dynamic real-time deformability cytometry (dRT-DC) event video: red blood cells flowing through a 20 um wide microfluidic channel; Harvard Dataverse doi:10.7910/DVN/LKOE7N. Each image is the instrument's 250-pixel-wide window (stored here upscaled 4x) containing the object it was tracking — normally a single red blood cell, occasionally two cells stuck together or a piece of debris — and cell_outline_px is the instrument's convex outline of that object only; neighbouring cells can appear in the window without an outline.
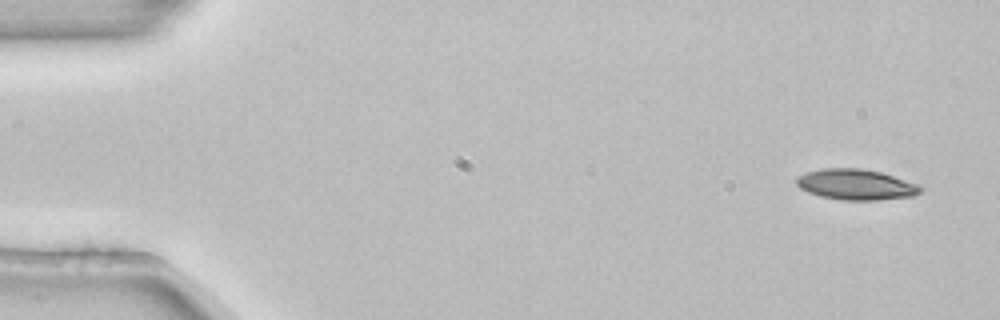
{"species": "common noctule bat (a hibernating species)", "species_latin": "Nyctalus noctula", "temperature_condition": "room temperature", "stored_images_in_passage": 3, "camera_frame_rate_fps": 3000, "um_per_image_px": 0.085, "animal": {"sex": "female", "body_mass_g": 22.7, "forearm_length_mm": 54.2}, "frame": {"image": 1, "passage_image": 1, "time_ms": 0.0, "image_size_px": [1000, 320], "cell_outline_px": [[924, 188], [920, 192], [912, 196], [880, 200], [840, 200], [820, 196], [808, 192], [800, 188], [796, 184], [796, 176], [820, 168], [860, 168], [880, 172], [920, 184]], "centroid_in_image_um": [72.76, 15.69], "position_along_channel_um": 12.2, "area_um2": 22.31}}